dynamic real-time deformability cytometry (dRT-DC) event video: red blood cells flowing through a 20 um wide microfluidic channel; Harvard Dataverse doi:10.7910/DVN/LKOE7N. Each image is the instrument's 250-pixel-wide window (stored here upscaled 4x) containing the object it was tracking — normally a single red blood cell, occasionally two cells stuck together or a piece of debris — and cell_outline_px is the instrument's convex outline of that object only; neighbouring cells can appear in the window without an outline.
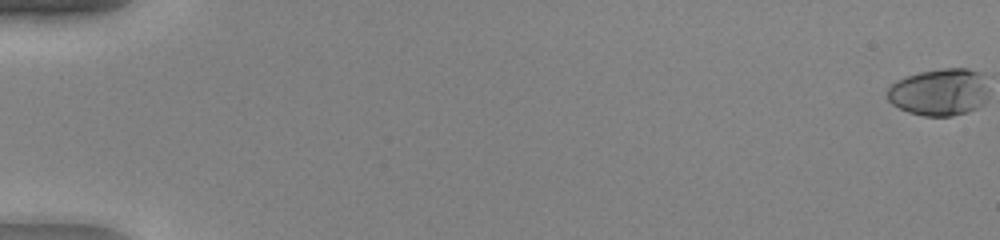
{"species": "human", "species_latin": "Homo sapiens", "temperature_condition": "warm", "stored_images_in_passage": 52, "camera_frame_rate_fps": 3000, "um_per_image_px": 0.085, "donor": {"sex": "female"}, "frame": {"image": 1, "passage_image": 1, "time_ms": 0.0, "image_size_px": [1000, 240], "cell_outline_px": [[972, 72], [968, 108], [964, 112], [948, 116], [928, 116], [912, 112], [900, 108], [888, 96], [888, 92], [892, 84], [900, 80], [924, 72], [952, 68], [964, 68]], "centroid_in_image_um": [79.39, 7.85], "position_along_channel_um": 5.6, "area_um2": 22.72}}
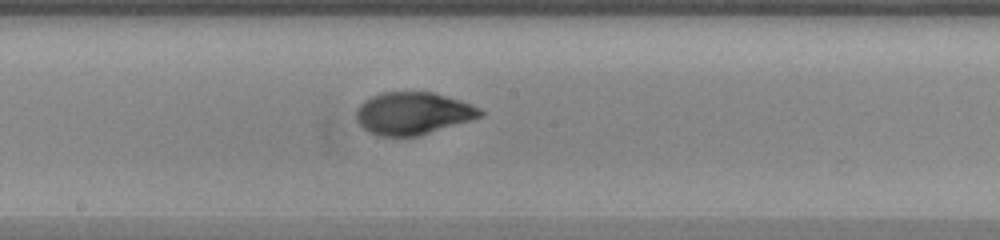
{"frame": {"image": 2, "passage_image": 30, "time_ms": 9.667, "image_size_px": [1000, 240], "cell_outline_px": [[484, 112], [480, 116], [412, 136], [392, 136], [372, 132], [364, 128], [360, 124], [356, 116], [356, 112], [368, 100], [376, 96], [392, 92], [428, 92], [456, 100], [468, 104]], "centroid_in_image_um": [35.06, 9.63], "position_along_channel_um": 213.1, "area_um2": 28.44}}
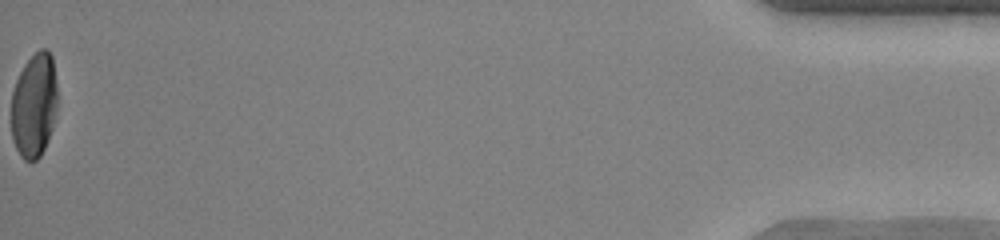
{"frame": {"image": 3, "passage_image": 52, "time_ms": 17.0, "image_size_px": [1000, 240], "cell_outline_px": [[56, 104], [48, 136], [44, 148], [40, 156], [36, 160], [24, 160], [16, 148], [12, 136], [12, 92], [16, 80], [20, 72], [28, 60], [40, 48], [44, 48], [52, 56], [56, 88]], "centroid_in_image_um": [2.87, 8.93], "position_along_channel_um": 432.3, "area_um2": 27.22}, "authors_computed_cell_mechanics": {"area_um2": 27.3105, "velocity_mm_per_s": 4.2337, "shape_relaxation_time_tau1_ms": 8.8346, "shape_relaxation_time_tau2_ms": null, "deformation_change_tau1": 0.37, "deformation_change_tau2": null}}